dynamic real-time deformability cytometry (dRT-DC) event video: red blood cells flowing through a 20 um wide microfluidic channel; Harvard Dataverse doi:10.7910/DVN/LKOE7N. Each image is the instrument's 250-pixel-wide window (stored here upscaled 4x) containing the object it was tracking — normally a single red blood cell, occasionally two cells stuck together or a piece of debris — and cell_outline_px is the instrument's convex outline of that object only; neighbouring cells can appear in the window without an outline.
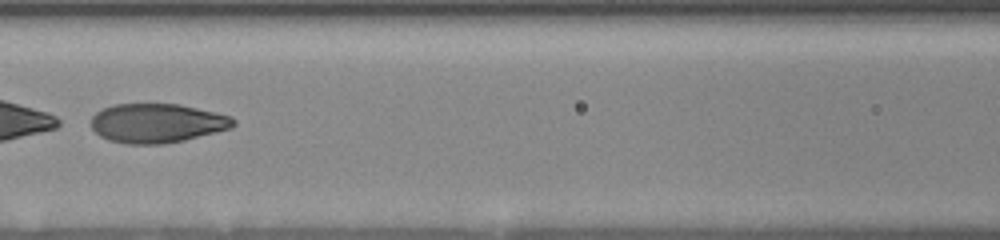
{"species": "human", "species_latin": "Homo sapiens", "temperature_condition": "room temperature", "stored_images_in_passage": 32, "camera_frame_rate_fps": 3000, "um_per_image_px": 0.085, "donor": {"sex": "female"}, "frame": {"image": 1, "passage_image": 11, "time_ms": 2.667, "image_size_px": [1000, 240], "cell_outline_px": [[236, 124], [232, 128], [184, 140], [164, 144], [124, 144], [108, 140], [100, 136], [92, 128], [92, 116], [96, 112], [112, 104], [180, 104], [232, 116], [236, 120]], "centroid_in_image_um": [13.36, 10.47], "position_along_channel_um": 153.2, "area_um2": 32.66}}
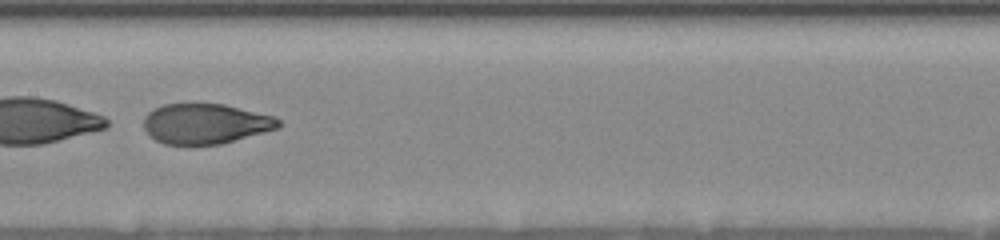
{"frame": {"image": 2, "passage_image": 14, "time_ms": 3.667, "image_size_px": [1000, 240], "cell_outline_px": [[284, 124], [280, 128], [220, 144], [164, 144], [148, 136], [144, 128], [144, 116], [152, 108], [164, 104], [224, 104], [276, 116]], "centroid_in_image_um": [17.48, 10.51], "position_along_channel_um": 189.9, "area_um2": 31.85}}
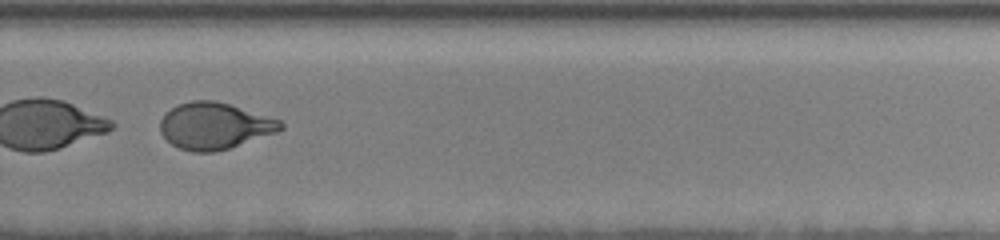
{"frame": {"image": 3, "passage_image": 25, "time_ms": 7.0, "image_size_px": [1000, 240], "cell_outline_px": [[284, 128], [276, 132], [216, 152], [192, 152], [180, 148], [172, 144], [160, 132], [160, 120], [164, 112], [180, 104], [192, 100], [216, 100], [280, 120], [284, 124]], "centroid_in_image_um": [18.2, 10.69], "position_along_channel_um": 311.6, "area_um2": 32.43}}